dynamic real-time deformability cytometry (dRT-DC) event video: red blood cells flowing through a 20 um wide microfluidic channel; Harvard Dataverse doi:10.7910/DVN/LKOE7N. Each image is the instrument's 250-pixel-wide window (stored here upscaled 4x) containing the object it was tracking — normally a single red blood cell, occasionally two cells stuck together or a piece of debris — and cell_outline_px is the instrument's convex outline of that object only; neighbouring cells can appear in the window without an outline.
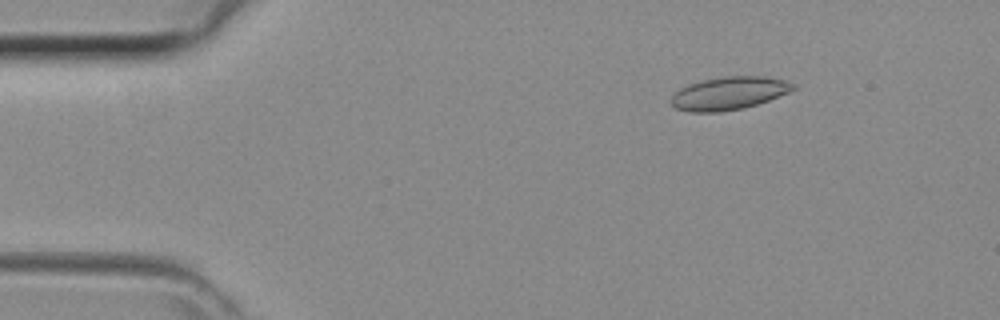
{"species": "common noctule bat (a hibernating species)", "species_latin": "Nyctalus noctula", "temperature_condition": "room temperature", "stored_images_in_passage": 42, "camera_frame_rate_fps": 3000, "um_per_image_px": 0.085, "animal": {"sex": "female", "body_mass_g": 29.2, "forearm_length_mm": 56.3}, "frame": {"image": 1, "passage_image": 5, "time_ms": 1.333, "image_size_px": [1000, 320], "cell_outline_px": [[796, 88], [788, 92], [768, 100], [756, 104], [740, 108], [720, 112], [692, 112], [676, 108], [668, 100], [680, 88], [688, 84], [704, 80], [724, 76], [764, 76], [784, 80], [796, 84]], "centroid_in_image_um": [61.94, 7.92], "position_along_channel_um": 23.1, "area_um2": 23.24}}
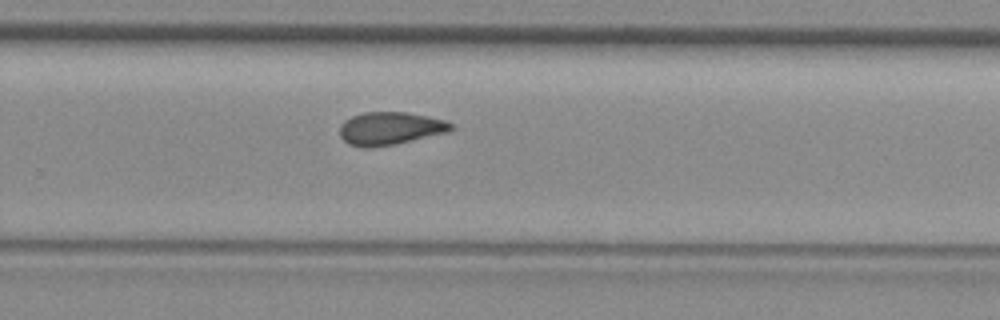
{"frame": {"image": 2, "passage_image": 27, "time_ms": 8.667, "image_size_px": [1000, 320], "cell_outline_px": [[452, 128], [448, 132], [392, 144], [372, 148], [364, 148], [348, 144], [340, 136], [340, 124], [344, 120], [352, 116], [364, 112], [408, 112], [444, 120], [452, 124]], "centroid_in_image_um": [33.1, 10.91], "position_along_channel_um": 296.7, "area_um2": 21.15}}
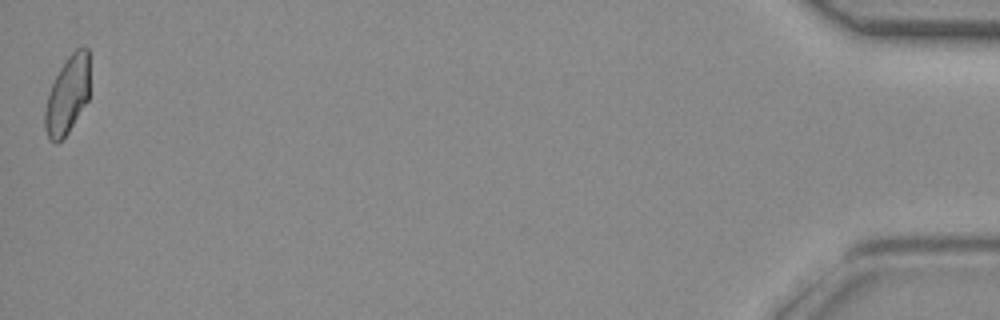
{"frame": {"image": 3, "passage_image": 42, "time_ms": 13.667, "image_size_px": [1000, 320], "cell_outline_px": [[88, 100], [68, 132], [56, 144], [48, 140], [44, 128], [44, 112], [48, 96], [52, 84], [60, 68], [68, 56], [76, 48], [84, 44], [88, 48]], "centroid_in_image_um": [5.72, 8.08], "position_along_channel_um": 429.5, "area_um2": 20.23}}